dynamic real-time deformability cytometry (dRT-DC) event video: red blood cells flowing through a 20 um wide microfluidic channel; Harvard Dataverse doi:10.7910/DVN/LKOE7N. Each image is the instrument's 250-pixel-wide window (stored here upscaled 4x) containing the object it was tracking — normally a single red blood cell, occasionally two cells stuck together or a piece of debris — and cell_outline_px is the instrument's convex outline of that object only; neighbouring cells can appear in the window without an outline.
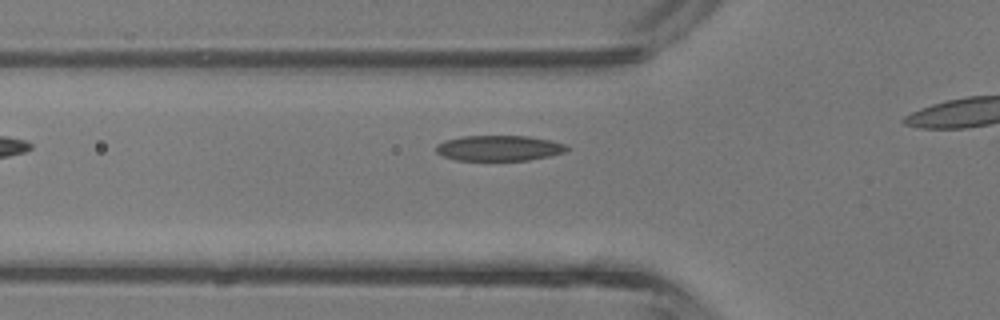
{"species": "common noctule bat (a hibernating species)", "species_latin": "Nyctalus noctula", "temperature_condition": "room temperature", "stored_images_in_passage": 7, "segment_of_instrument_passage": [1, 2], "camera_frame_rate_fps": 3000, "um_per_image_px": 0.085, "animal": {"sex": "male", "body_mass_g": 13.3}, "frame": {"image": 1, "passage_image": 6, "time_ms": 1.667, "image_size_px": [1000, 320], "cell_outline_px": [[568, 148], [564, 152], [548, 156], [528, 160], [456, 160], [444, 156], [436, 152], [436, 144], [444, 140], [464, 136], [528, 136], [548, 140], [564, 144]], "centroid_in_image_um": [42.37, 12.59], "position_along_channel_um": 83.4, "area_um2": 19.19}}